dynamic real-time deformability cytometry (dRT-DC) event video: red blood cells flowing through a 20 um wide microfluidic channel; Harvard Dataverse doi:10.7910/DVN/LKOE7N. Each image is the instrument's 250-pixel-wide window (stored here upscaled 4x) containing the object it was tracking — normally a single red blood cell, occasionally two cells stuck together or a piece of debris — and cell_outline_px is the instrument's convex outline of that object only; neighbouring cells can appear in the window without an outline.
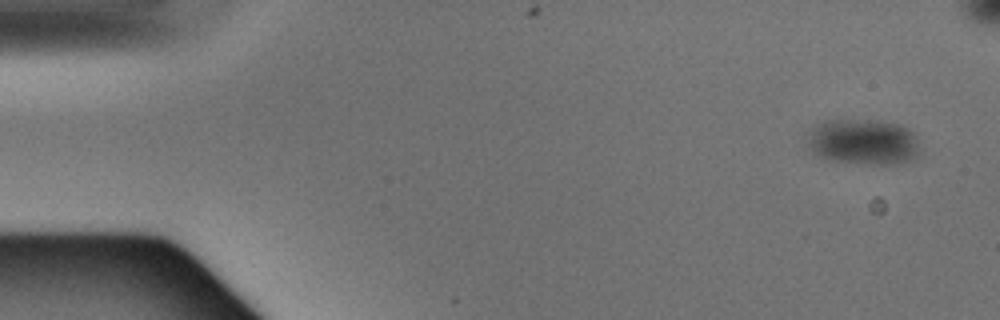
{"species": "Egyptian fruit bat (a non-hibernating species)", "species_latin": "Rousettus aegyptiacus", "temperature_condition": "warm", "stored_images_in_passage": 2, "segment_of_instrument_passage": [2, 2], "camera_frame_rate_fps": 3000, "um_per_image_px": 0.085, "animal": {"sex": "male"}, "frame": {"image": 1, "passage_image": 2, "time_ms": 0.333, "image_size_px": [1000, 320], "cell_outline_px": [[924, 156], [916, 160], [900, 164], [864, 164], [828, 160], [812, 152], [808, 144], [812, 128], [816, 124], [824, 120], [880, 120], [900, 124], [908, 128], [916, 136]], "centroid_in_image_um": [73.5, 12.08], "position_along_channel_um": 11.5, "area_um2": 30.81}}